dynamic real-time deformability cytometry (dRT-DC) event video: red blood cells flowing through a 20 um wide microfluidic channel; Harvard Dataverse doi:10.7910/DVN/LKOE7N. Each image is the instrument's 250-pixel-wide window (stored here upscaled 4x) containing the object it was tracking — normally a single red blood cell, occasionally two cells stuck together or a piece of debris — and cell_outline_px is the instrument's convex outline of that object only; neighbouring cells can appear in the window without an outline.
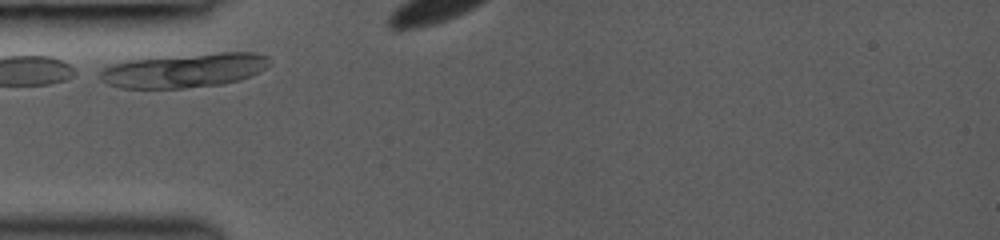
{"species": "common noctule bat (a hibernating species)", "species_latin": "Nyctalus noctula", "temperature_condition": "room temperature", "stored_images_in_passage": 6, "camera_frame_rate_fps": 3000, "um_per_image_px": 0.085, "animal": {"sex": "female", "body_mass_g": 19.0, "forearm_length_mm": 53.3}, "frame": {"image": 1, "passage_image": 1, "time_ms": 0.0, "image_size_px": [1000, 240], "cell_outline_px": [[272, 60], [264, 68], [240, 80], [224, 84], [184, 88], [120, 88], [108, 84], [92, 76], [104, 68], [112, 64], [132, 60], [220, 52], [256, 52], [268, 56]], "centroid_in_image_um": [15.62, 5.99], "position_along_channel_um": 69.4, "area_um2": 33.76}}